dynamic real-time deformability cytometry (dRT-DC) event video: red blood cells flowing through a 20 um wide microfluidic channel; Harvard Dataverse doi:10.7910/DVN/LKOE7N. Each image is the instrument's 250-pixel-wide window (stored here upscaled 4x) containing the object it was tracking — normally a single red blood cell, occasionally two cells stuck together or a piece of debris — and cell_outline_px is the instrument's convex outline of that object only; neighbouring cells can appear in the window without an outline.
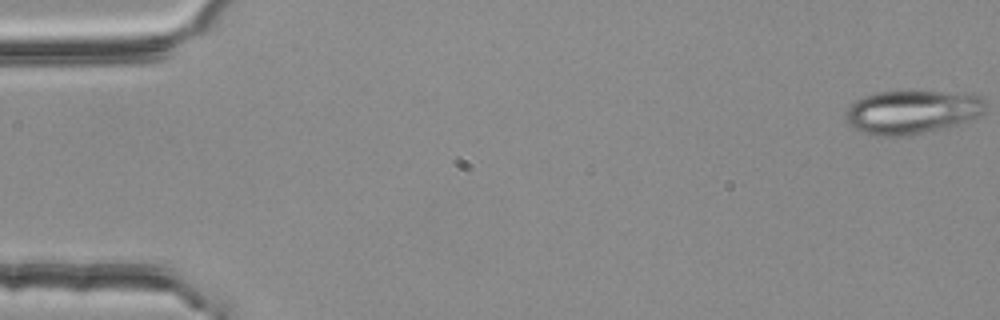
{"species": "common noctule bat (a hibernating species)", "species_latin": "Nyctalus noctula", "temperature_condition": "room temperature", "stored_images_in_passage": 21, "camera_frame_rate_fps": 3000, "um_per_image_px": 0.085, "animal": {"sex": "female", "body_mass_g": 25.1}, "frame": {"image": 1, "passage_image": 1, "time_ms": 0.0, "image_size_px": [1000, 320], "cell_outline_px": [[984, 108], [976, 116], [968, 120], [956, 124], [920, 132], [900, 136], [884, 136], [864, 132], [848, 124], [844, 116], [844, 112], [856, 100], [864, 96], [876, 92], [972, 92], [980, 96], [984, 100]], "centroid_in_image_um": [77.49, 9.49], "position_along_channel_um": 7.5, "area_um2": 34.8}}